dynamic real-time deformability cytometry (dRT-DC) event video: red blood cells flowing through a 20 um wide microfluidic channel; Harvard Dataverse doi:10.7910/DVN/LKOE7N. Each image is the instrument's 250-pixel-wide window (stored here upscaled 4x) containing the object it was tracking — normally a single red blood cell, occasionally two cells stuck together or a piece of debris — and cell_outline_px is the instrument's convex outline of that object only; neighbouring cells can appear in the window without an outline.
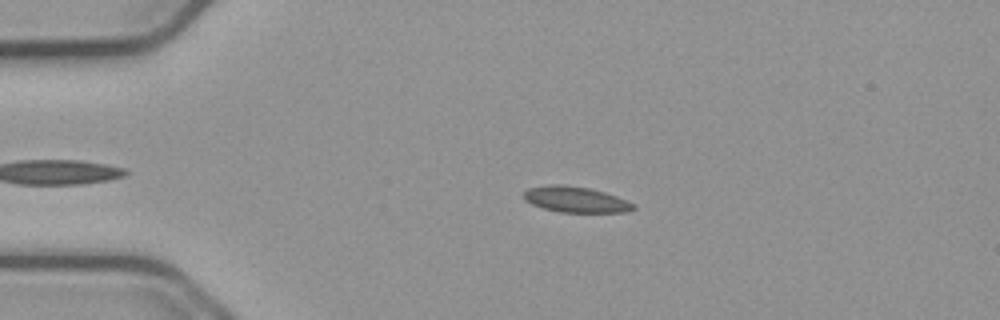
{"species": "common noctule bat (a hibernating species)", "species_latin": "Nyctalus noctula", "temperature_condition": "cold", "stored_images_in_passage": 48, "camera_frame_rate_fps": 3000, "um_per_image_px": 0.085, "animal": {"sex": "male", "body_mass_g": 23.1, "forearm_length_mm": 52.7}, "frame": {"image": 1, "passage_image": 12, "time_ms": 3.667, "image_size_px": [1000, 320], "cell_outline_px": [[636, 208], [628, 212], [560, 212], [544, 208], [532, 204], [524, 200], [524, 192], [528, 188], [548, 184], [564, 184], [588, 188], [604, 192], [616, 196], [636, 204]], "centroid_in_image_um": [48.94, 16.95], "position_along_channel_um": 36.1, "area_um2": 16.53}}
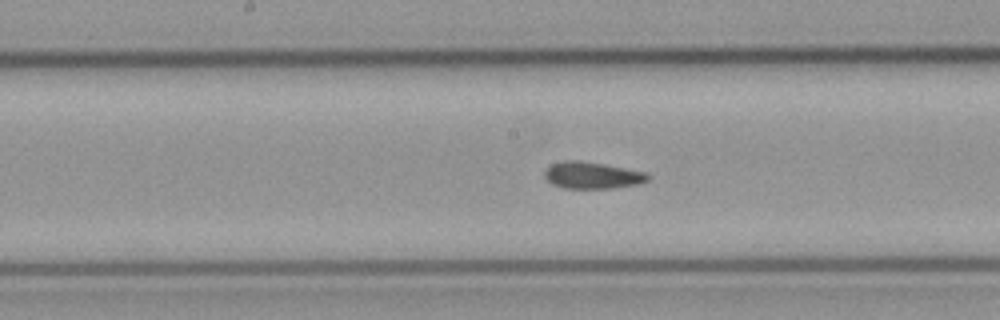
{"frame": {"image": 2, "passage_image": 28, "time_ms": 9.0, "image_size_px": [1000, 320], "cell_outline_px": [[652, 176], [648, 180], [640, 184], [616, 188], [564, 188], [552, 184], [544, 176], [544, 172], [552, 164], [564, 160], [580, 160], [604, 164], [648, 172]], "centroid_in_image_um": [50.4, 14.9], "position_along_channel_um": 197.8, "area_um2": 16.3}}
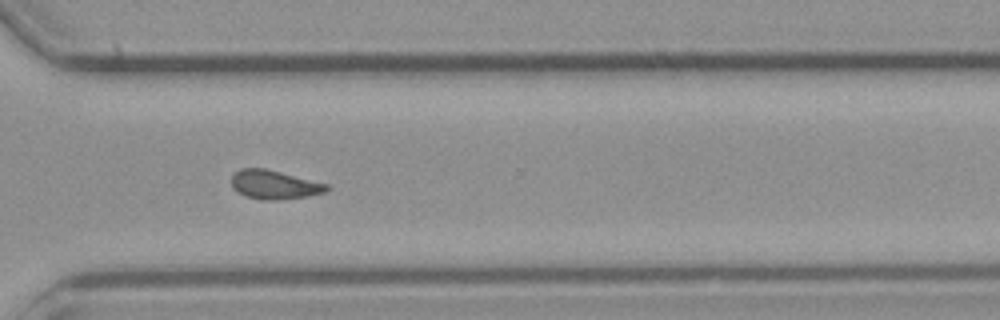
{"frame": {"image": 3, "passage_image": 40, "time_ms": 13.0, "image_size_px": [1000, 320], "cell_outline_px": [[332, 188], [324, 192], [308, 196], [276, 200], [264, 200], [248, 196], [232, 188], [232, 176], [240, 168], [264, 168], [328, 184]], "centroid_in_image_um": [23.34, 15.69], "position_along_channel_um": 347.3, "area_um2": 15.78}, "authors_computed_cell_mechanics": {"area_um2": 15.7794, "velocity_mm_per_s": 3.743, "shape_relaxation_time_tau1_ms": null, "shape_relaxation_time_tau2_ms": 4.2772, "deformation_change_tau1": null, "deformation_change_tau2": 0.0773}}